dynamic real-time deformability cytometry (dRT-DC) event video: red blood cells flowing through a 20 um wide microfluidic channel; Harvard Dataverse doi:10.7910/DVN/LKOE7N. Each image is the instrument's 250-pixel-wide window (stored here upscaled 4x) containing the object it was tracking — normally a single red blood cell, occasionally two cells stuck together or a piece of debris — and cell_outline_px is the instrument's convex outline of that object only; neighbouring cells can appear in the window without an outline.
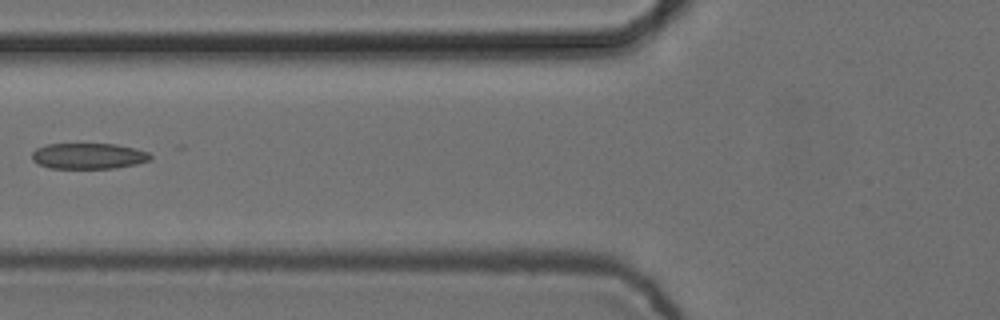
{"species": "common noctule bat (a hibernating species)", "species_latin": "Nyctalus noctula", "temperature_condition": "cold", "stored_images_in_passage": 7, "camera_frame_rate_fps": 3000, "um_per_image_px": 0.085, "animal": {"sex": "female", "body_mass_g": 24.6, "forearm_length_mm": 56.2}, "frame": {"image": 1, "passage_image": 6, "time_ms": 1.667, "image_size_px": [1000, 320], "cell_outline_px": [[152, 160], [136, 164], [116, 168], [48, 168], [36, 164], [32, 160], [32, 152], [36, 148], [48, 144], [116, 144], [136, 148], [148, 152], [152, 156]], "centroid_in_image_um": [7.52, 13.26], "position_along_channel_um": 118.3, "area_um2": 18.03}}
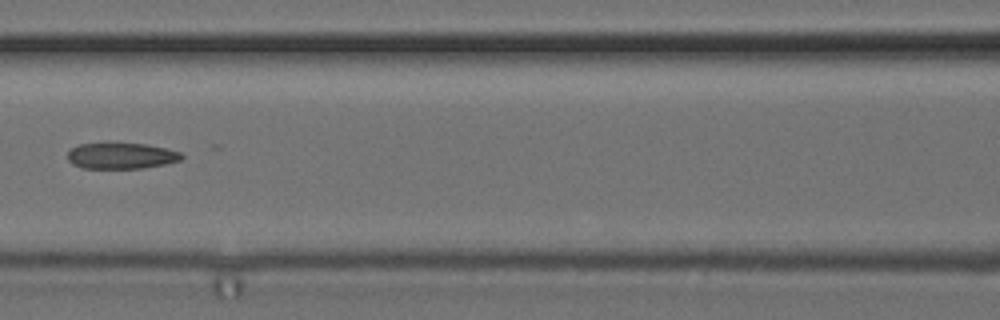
{"frame": {"image": 2, "passage_image": 7, "time_ms": 2.0, "image_size_px": [1000, 320], "cell_outline_px": [[184, 156], [180, 160], [164, 164], [144, 168], [80, 168], [72, 164], [68, 160], [68, 152], [72, 148], [80, 144], [148, 144], [180, 152]], "centroid_in_image_um": [10.3, 13.26], "position_along_channel_um": 156.3, "area_um2": 17.05}}